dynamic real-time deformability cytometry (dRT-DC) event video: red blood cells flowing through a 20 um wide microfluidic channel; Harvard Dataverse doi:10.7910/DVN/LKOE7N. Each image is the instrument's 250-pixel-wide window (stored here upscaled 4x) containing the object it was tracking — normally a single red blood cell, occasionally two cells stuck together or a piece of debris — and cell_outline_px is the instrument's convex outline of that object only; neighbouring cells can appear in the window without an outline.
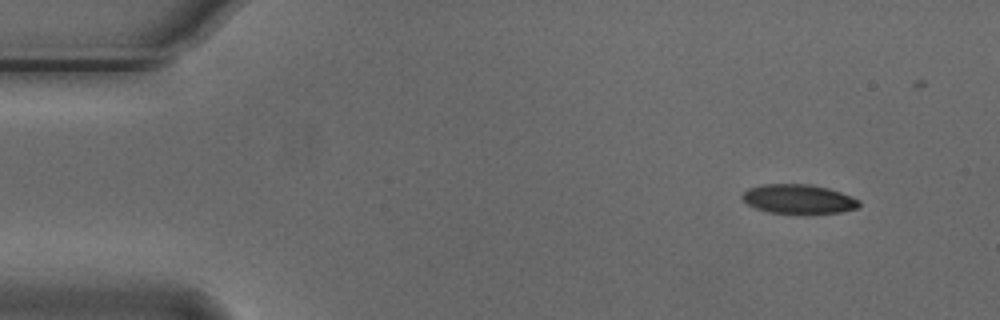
{"species": "Egyptian fruit bat (a non-hibernating species)", "species_latin": "Rousettus aegyptiacus", "temperature_condition": "cold", "stored_images_in_passage": 39, "camera_frame_rate_fps": 3000, "um_per_image_px": 0.085, "animal": {"sex": "male"}, "frame": {"image": 1, "passage_image": 1, "time_ms": 0.0, "image_size_px": [1000, 320], "cell_outline_px": [[860, 204], [856, 208], [840, 212], [768, 212], [756, 208], [748, 204], [740, 196], [748, 188], [760, 184], [808, 184], [828, 188], [840, 192], [860, 200]], "centroid_in_image_um": [67.84, 16.89], "position_along_channel_um": 17.2, "area_um2": 19.48}}
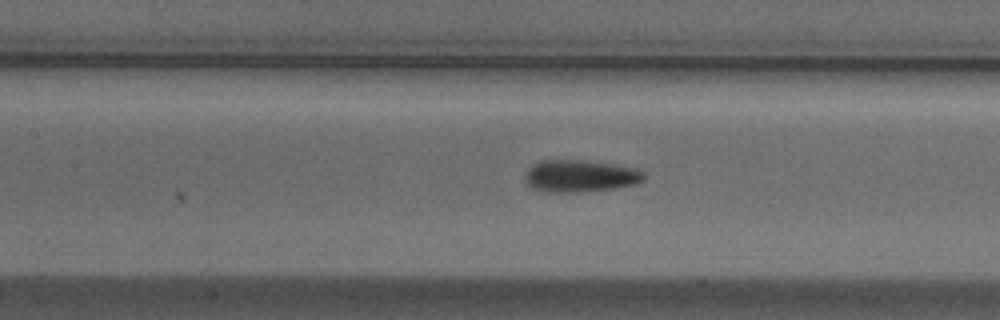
{"frame": {"image": 2, "passage_image": 20, "time_ms": 6.333, "image_size_px": [1000, 320], "cell_outline_px": [[644, 180], [636, 184], [616, 188], [580, 192], [548, 192], [532, 188], [524, 180], [524, 172], [532, 164], [544, 160], [580, 160], [616, 164], [640, 168], [644, 172]], "centroid_in_image_um": [49.33, 14.95], "position_along_channel_um": 158.1, "area_um2": 22.6}}
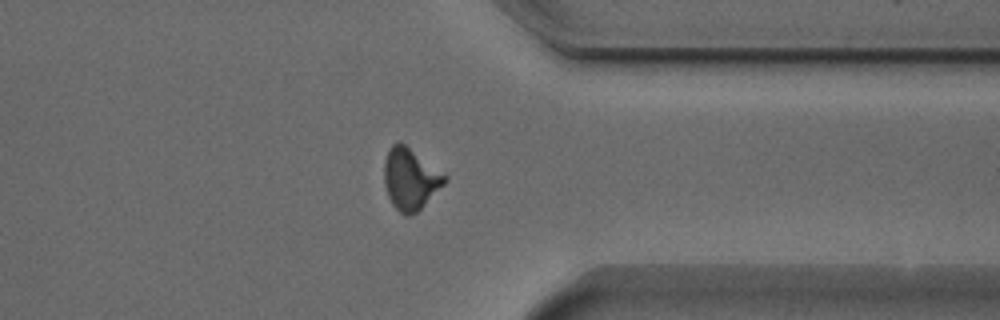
{"frame": {"image": 3, "passage_image": 38, "time_ms": 12.333, "image_size_px": [1000, 320], "cell_outline_px": [[448, 180], [416, 212], [408, 216], [404, 216], [392, 204], [388, 196], [384, 184], [384, 160], [392, 144], [400, 140], [448, 176]], "centroid_in_image_um": [34.87, 15.19], "position_along_channel_um": 376.5, "area_um2": 21.62}}